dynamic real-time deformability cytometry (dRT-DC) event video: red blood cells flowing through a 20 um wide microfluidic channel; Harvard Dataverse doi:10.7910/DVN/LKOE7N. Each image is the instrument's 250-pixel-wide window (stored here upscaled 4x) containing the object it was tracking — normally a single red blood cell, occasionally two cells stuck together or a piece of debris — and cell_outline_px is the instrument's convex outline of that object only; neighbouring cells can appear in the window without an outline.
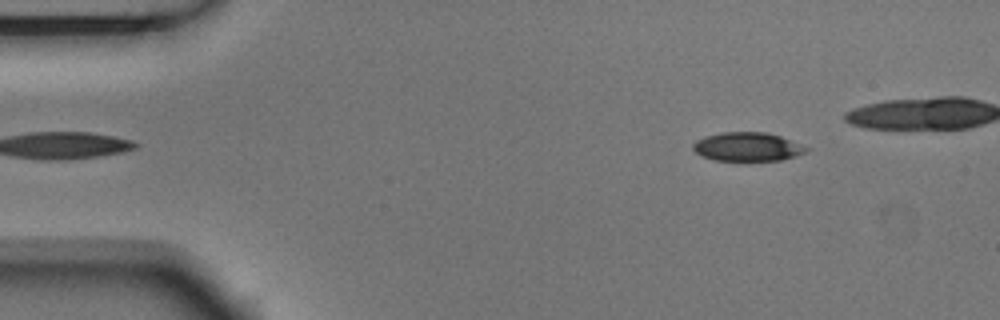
{"species": "Egyptian fruit bat (a non-hibernating species)", "species_latin": "Rousettus aegyptiacus", "temperature_condition": "room temperature", "stored_images_in_passage": 5, "camera_frame_rate_fps": 3000, "um_per_image_px": 0.085, "animal": {"sex": "male"}, "frame": {"image": 1, "passage_image": 5, "time_ms": 1.333, "image_size_px": [1000, 320], "cell_outline_px": [[812, 148], [808, 152], [796, 156], [780, 160], [716, 160], [700, 156], [692, 148], [692, 144], [696, 140], [704, 136], [724, 132], [764, 132], [780, 136]], "centroid_in_image_um": [63.55, 12.47], "position_along_channel_um": 21.4, "area_um2": 19.07}}